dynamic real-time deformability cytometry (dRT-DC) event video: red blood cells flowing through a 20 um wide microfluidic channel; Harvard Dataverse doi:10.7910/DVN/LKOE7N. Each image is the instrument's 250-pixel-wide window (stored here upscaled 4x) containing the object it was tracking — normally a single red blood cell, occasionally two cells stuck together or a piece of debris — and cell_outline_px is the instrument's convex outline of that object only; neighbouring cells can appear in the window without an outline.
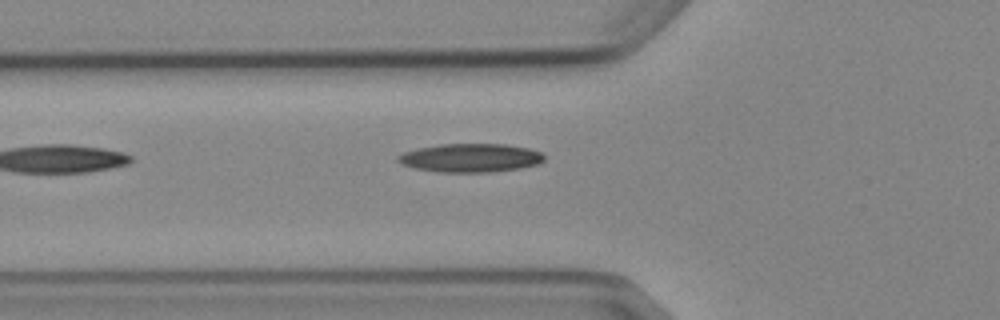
{"species": "Egyptian fruit bat (a non-hibernating species)", "species_latin": "Rousettus aegyptiacus", "temperature_condition": "cold", "stored_images_in_passage": 5, "camera_frame_rate_fps": 3000, "um_per_image_px": 0.085, "animal": {"sex": "female"}, "frame": {"image": 1, "passage_image": 5, "time_ms": 5.667, "image_size_px": [1000, 320], "cell_outline_px": [[544, 160], [540, 164], [520, 168], [492, 172], [436, 172], [416, 168], [400, 164], [396, 160], [396, 156], [404, 152], [416, 148], [440, 144], [504, 144], [528, 148], [540, 152], [544, 156]], "centroid_in_image_um": [39.96, 13.42], "position_along_channel_um": 85.8, "area_um2": 24.51}}